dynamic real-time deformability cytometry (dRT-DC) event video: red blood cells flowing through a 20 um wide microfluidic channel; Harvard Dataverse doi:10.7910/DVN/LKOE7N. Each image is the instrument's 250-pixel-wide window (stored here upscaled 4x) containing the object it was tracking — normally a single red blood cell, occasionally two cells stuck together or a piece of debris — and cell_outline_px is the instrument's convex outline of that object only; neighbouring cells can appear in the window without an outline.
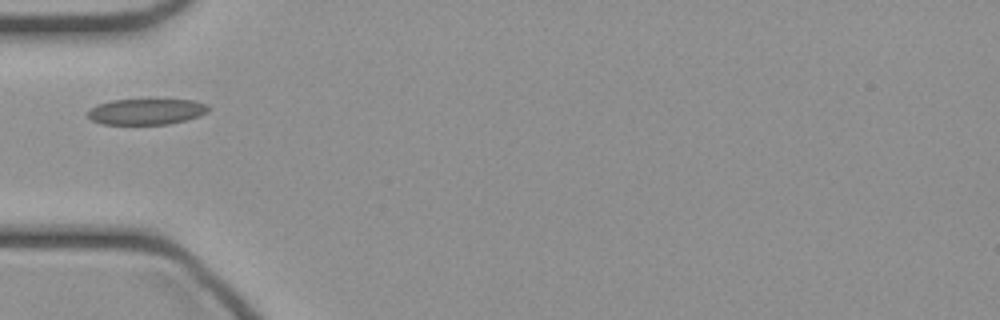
{"species": "common noctule bat (a hibernating species)", "species_latin": "Nyctalus noctula", "temperature_condition": "cold", "stored_images_in_passage": 8, "camera_frame_rate_fps": 3000, "um_per_image_px": 0.085, "animal": {"sex": "female", "body_mass_g": 21.9}, "frame": {"image": 1, "passage_image": 1, "time_ms": 0.0, "image_size_px": [1000, 320], "cell_outline_px": [[208, 112], [184, 120], [168, 124], [104, 124], [92, 120], [88, 116], [88, 108], [96, 104], [112, 100], [196, 100], [208, 104]], "centroid_in_image_um": [12.41, 9.48], "position_along_channel_um": 72.6, "area_um2": 18.09}}